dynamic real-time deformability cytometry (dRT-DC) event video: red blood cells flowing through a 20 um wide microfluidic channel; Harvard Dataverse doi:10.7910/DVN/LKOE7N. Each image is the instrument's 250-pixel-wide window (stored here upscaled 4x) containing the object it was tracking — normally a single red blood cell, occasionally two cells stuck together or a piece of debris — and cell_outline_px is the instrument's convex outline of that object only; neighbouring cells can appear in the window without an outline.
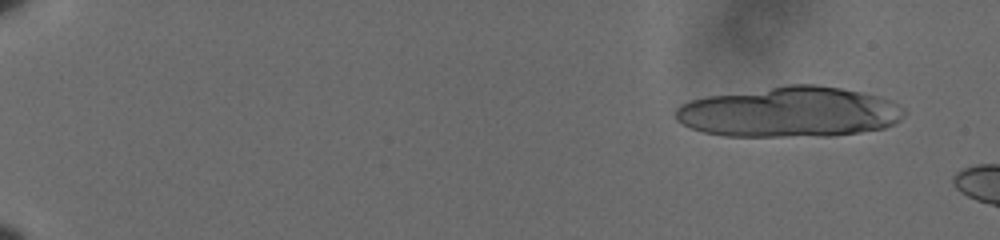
{"species": "human", "species_latin": "Homo sapiens", "temperature_condition": "cold", "stored_images_in_passage": 6, "camera_frame_rate_fps": 3000, "um_per_image_px": 0.085, "donor": {"sex": "male"}, "frame": {"image": 1, "passage_image": 2, "time_ms": 0.333, "image_size_px": [1000, 240], "cell_outline_px": [[904, 112], [900, 120], [884, 128], [860, 132], [832, 136], [724, 136], [704, 132], [692, 128], [676, 120], [676, 108], [680, 104], [692, 100], [708, 96], [788, 84], [816, 84], [864, 92], [880, 96], [892, 100], [904, 108]], "centroid_in_image_um": [67.14, 9.52], "position_along_channel_um": 17.9, "area_um2": 67.28}}